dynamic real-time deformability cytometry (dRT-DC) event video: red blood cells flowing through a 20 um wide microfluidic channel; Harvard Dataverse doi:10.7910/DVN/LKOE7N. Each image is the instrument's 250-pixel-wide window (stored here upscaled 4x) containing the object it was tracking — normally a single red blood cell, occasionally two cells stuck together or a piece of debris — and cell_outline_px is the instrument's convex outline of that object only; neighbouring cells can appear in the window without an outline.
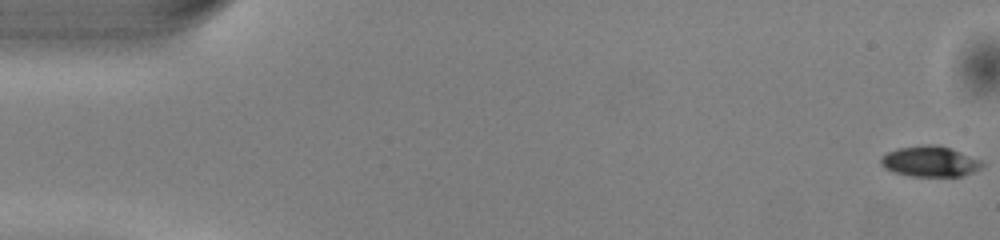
{"species": "common noctule bat (a hibernating species)", "species_latin": "Nyctalus noctula", "temperature_condition": "warm", "stored_images_in_passage": 51, "camera_frame_rate_fps": 3000, "um_per_image_px": 0.085, "animal": {"sex": "male", "body_mass_g": 13.0, "forearm_length_mm": 53.1}, "frame": {"image": 1, "passage_image": 1, "time_ms": 0.0, "image_size_px": [1000, 240], "cell_outline_px": [[984, 164], [980, 168], [964, 176], [908, 176], [892, 172], [884, 168], [880, 164], [880, 156], [896, 148], [924, 144], [936, 144], [948, 148], [980, 160]], "centroid_in_image_um": [78.97, 13.72], "position_along_channel_um": 6.0, "area_um2": 18.09}}
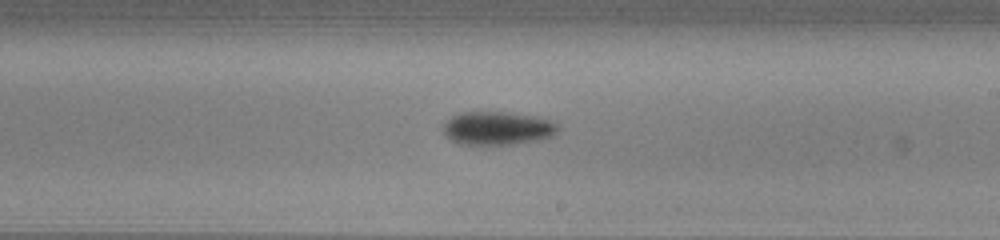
{"frame": {"image": 2, "passage_image": 30, "time_ms": 9.667, "image_size_px": [1000, 240], "cell_outline_px": [[560, 128], [552, 136], [540, 140], [512, 144], [460, 144], [452, 140], [444, 132], [444, 124], [452, 116], [460, 112], [508, 112], [536, 116], [548, 120], [556, 124]], "centroid_in_image_um": [42.31, 10.89], "position_along_channel_um": 246.7, "area_um2": 22.14}}
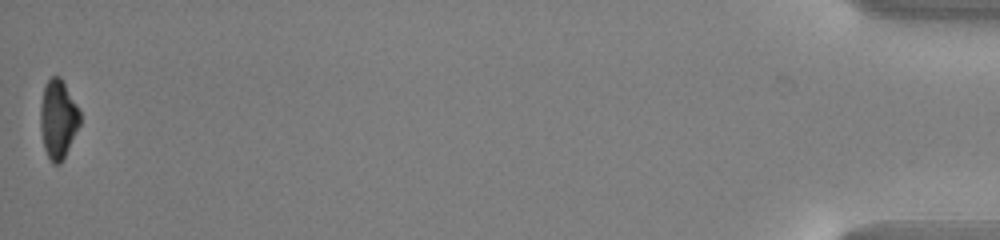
{"frame": {"image": 3, "passage_image": 51, "time_ms": 16.667, "image_size_px": [1000, 240], "cell_outline_px": [[80, 124], [60, 164], [52, 164], [44, 148], [40, 128], [40, 104], [44, 84], [52, 76], [60, 76], [80, 112]], "centroid_in_image_um": [4.91, 10.11], "position_along_channel_um": 430.3, "area_um2": 17.98}, "authors_computed_cell_mechanics": {"area_um2": 19.7098, "velocity_mm_per_s": 4.0892, "shape_relaxation_time_tau1_ms": 1.8036, "shape_relaxation_time_tau2_ms": null, "deformation_change_tau1": 0.0982, "deformation_change_tau2": null}}